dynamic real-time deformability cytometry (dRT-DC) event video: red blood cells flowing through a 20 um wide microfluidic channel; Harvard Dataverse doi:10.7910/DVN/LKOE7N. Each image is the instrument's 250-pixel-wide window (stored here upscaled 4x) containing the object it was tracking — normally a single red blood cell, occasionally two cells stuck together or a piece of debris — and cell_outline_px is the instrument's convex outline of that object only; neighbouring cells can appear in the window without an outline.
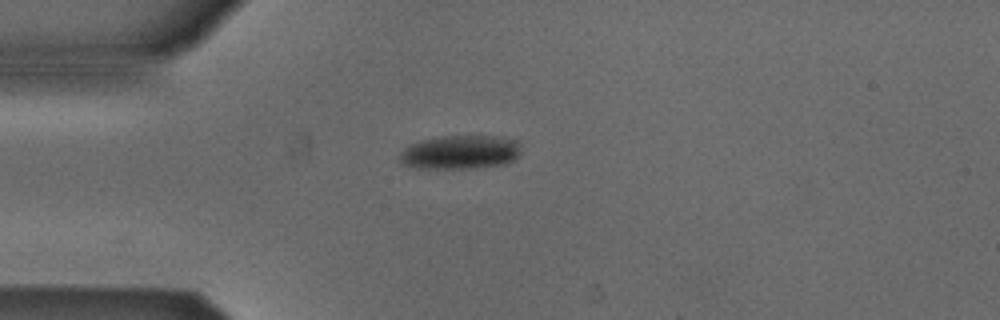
{"species": "Egyptian fruit bat (a non-hibernating species)", "species_latin": "Rousettus aegyptiacus", "temperature_condition": "cold", "stored_images_in_passage": 29, "camera_frame_rate_fps": 3000, "um_per_image_px": 0.085, "animal": {"sex": "male"}, "frame": {"image": 1, "passage_image": 1, "time_ms": 0.0, "image_size_px": [1000, 320], "cell_outline_px": [[520, 152], [512, 160], [504, 164], [472, 168], [420, 168], [404, 164], [400, 160], [400, 152], [408, 144], [420, 140], [440, 136], [504, 136], [516, 140], [520, 144]], "centroid_in_image_um": [39.12, 12.92], "position_along_channel_um": 45.9, "area_um2": 23.99}}
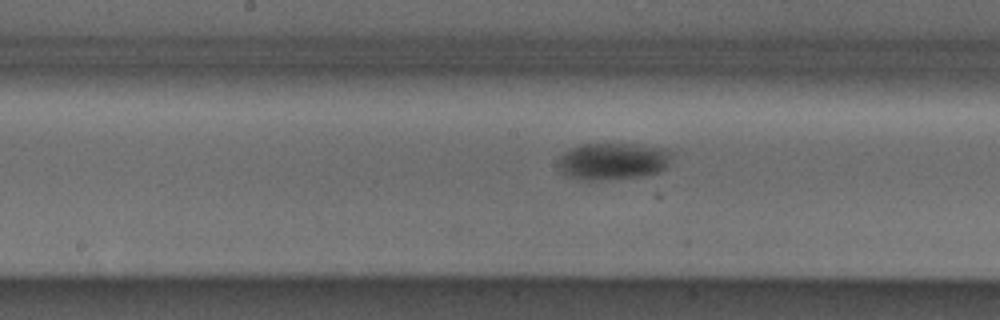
{"frame": {"image": 2, "passage_image": 14, "time_ms": 4.333, "image_size_px": [1000, 320], "cell_outline_px": [[668, 164], [660, 172], [644, 176], [600, 180], [580, 180], [568, 176], [560, 172], [560, 156], [564, 152], [572, 148], [584, 144], [636, 144], [664, 148], [668, 152]], "centroid_in_image_um": [52.07, 13.71], "position_along_channel_um": 196.1, "area_um2": 24.16}}
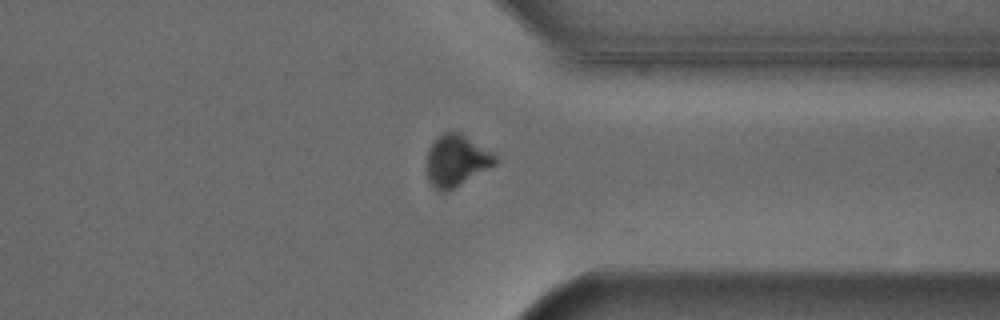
{"frame": {"image": 3, "passage_image": 28, "time_ms": 9.0, "image_size_px": [1000, 320], "cell_outline_px": [[496, 164], [452, 188], [444, 192], [440, 192], [432, 184], [428, 176], [428, 148], [444, 132], [460, 132], [496, 156]], "centroid_in_image_um": [38.78, 13.64], "position_along_channel_um": 372.6, "area_um2": 19.65}, "authors_computed_cell_mechanics": {"area_um2": 24.3916, "velocity_mm_per_s": 3.8455, "shape_relaxation_time_tau1_ms": 3.0238, "shape_relaxation_time_tau2_ms": null, "deformation_change_tau1": 0.1064, "deformation_change_tau2": null}}